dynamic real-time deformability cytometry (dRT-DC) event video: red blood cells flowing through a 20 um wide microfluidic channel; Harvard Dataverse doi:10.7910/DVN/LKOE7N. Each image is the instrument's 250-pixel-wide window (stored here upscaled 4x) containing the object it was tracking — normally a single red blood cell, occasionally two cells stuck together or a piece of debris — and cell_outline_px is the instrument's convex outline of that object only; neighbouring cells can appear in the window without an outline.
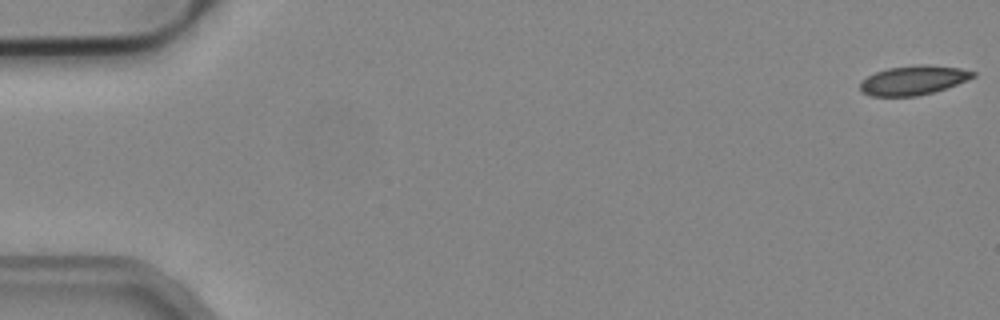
{"species": "common noctule bat (a hibernating species)", "species_latin": "Nyctalus noctula", "temperature_condition": "cold", "stored_images_in_passage": 5, "camera_frame_rate_fps": 3000, "um_per_image_px": 0.085, "animal": {"sex": "male", "body_mass_g": 19.2, "forearm_length_mm": 51.8}, "frame": {"image": 1, "passage_image": 1, "time_ms": 0.0, "image_size_px": [1000, 320], "cell_outline_px": [[976, 76], [956, 84], [932, 92], [916, 96], [872, 96], [860, 92], [860, 80], [876, 72], [888, 68], [916, 64], [928, 64], [960, 68], [976, 72]], "centroid_in_image_um": [77.61, 6.81], "position_along_channel_um": 7.4, "area_um2": 19.25}}